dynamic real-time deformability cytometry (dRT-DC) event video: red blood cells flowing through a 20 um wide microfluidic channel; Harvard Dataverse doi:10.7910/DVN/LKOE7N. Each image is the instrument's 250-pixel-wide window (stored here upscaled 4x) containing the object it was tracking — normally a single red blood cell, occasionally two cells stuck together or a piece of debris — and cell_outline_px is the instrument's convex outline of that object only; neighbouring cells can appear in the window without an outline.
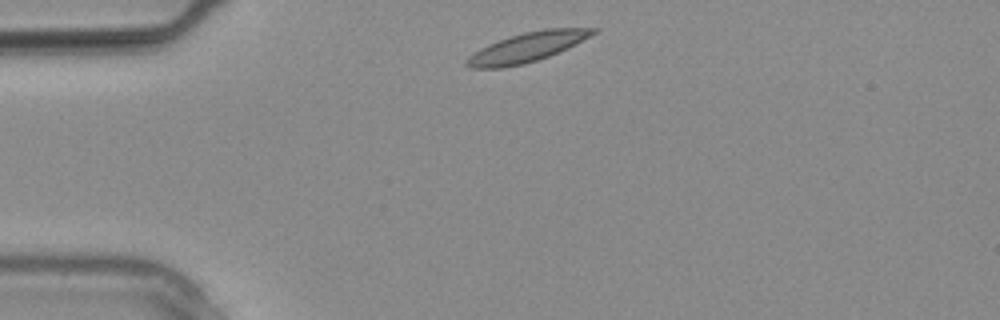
{"species": "common noctule bat (a hibernating species)", "species_latin": "Nyctalus noctula", "temperature_condition": "warm", "stored_images_in_passage": 10, "camera_frame_rate_fps": 3000, "um_per_image_px": 0.085, "animal": {"sex": "male", "body_mass_g": 20.4}, "frame": {"image": 1, "passage_image": 1, "time_ms": 0.0, "image_size_px": [1000, 320], "cell_outline_px": [[600, 28], [596, 32], [568, 48], [548, 56], [524, 64], [504, 68], [468, 68], [464, 64], [464, 60], [468, 56], [480, 48], [488, 44], [524, 32], [548, 28]], "centroid_in_image_um": [44.75, 4.03], "position_along_channel_um": 40.3, "area_um2": 21.56}}
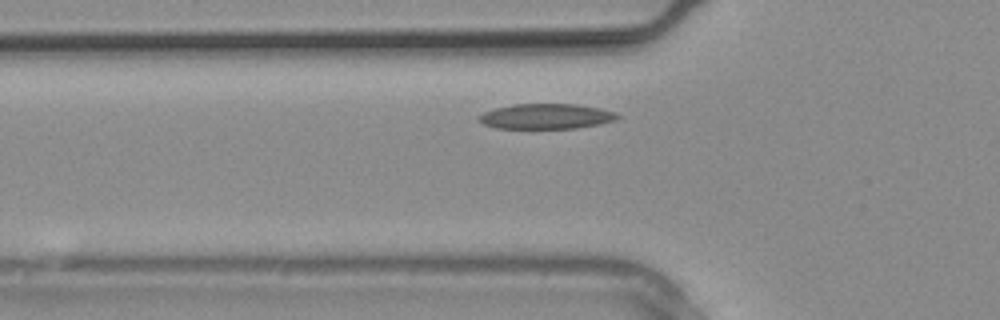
{"frame": {"image": 2, "passage_image": 4, "time_ms": 1.0, "image_size_px": [1000, 320], "cell_outline_px": [[620, 116], [616, 120], [600, 124], [576, 128], [496, 128], [484, 124], [476, 120], [476, 116], [484, 112], [496, 108], [512, 104], [576, 104], [600, 108], [616, 112]], "centroid_in_image_um": [46.41, 9.89], "position_along_channel_um": 79.4, "area_um2": 20.46}}